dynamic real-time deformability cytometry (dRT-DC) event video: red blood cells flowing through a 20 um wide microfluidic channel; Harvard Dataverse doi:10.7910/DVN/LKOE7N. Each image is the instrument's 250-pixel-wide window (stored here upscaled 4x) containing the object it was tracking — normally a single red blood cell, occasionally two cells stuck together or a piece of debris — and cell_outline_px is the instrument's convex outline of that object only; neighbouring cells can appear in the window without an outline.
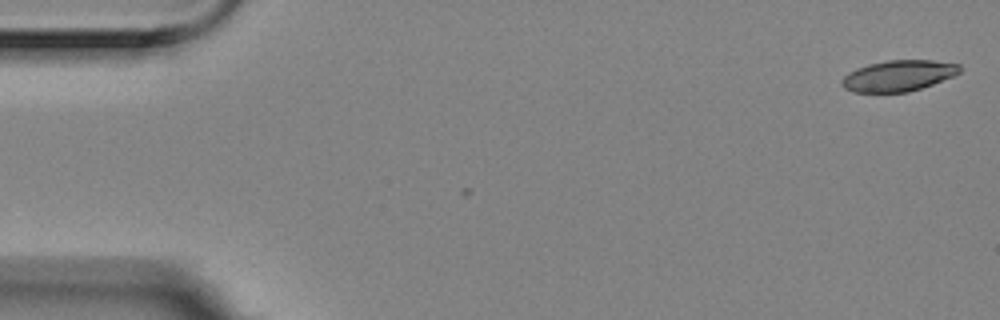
{"species": "Egyptian fruit bat (a non-hibernating species)", "species_latin": "Rousettus aegyptiacus", "temperature_condition": "room temperature", "stored_images_in_passage": 6, "segment_of_instrument_passage": [2, 2], "camera_frame_rate_fps": 3000, "um_per_image_px": 0.085, "animal": {"sex": "female"}, "frame": {"image": 1, "passage_image": 6, "time_ms": 1.667, "image_size_px": [1000, 320], "cell_outline_px": [[960, 72], [952, 76], [932, 84], [908, 92], [852, 92], [844, 88], [840, 84], [840, 80], [848, 72], [856, 68], [868, 64], [888, 60], [932, 60], [960, 64]], "centroid_in_image_um": [76.31, 6.43], "position_along_channel_um": 8.7, "area_um2": 21.27}}